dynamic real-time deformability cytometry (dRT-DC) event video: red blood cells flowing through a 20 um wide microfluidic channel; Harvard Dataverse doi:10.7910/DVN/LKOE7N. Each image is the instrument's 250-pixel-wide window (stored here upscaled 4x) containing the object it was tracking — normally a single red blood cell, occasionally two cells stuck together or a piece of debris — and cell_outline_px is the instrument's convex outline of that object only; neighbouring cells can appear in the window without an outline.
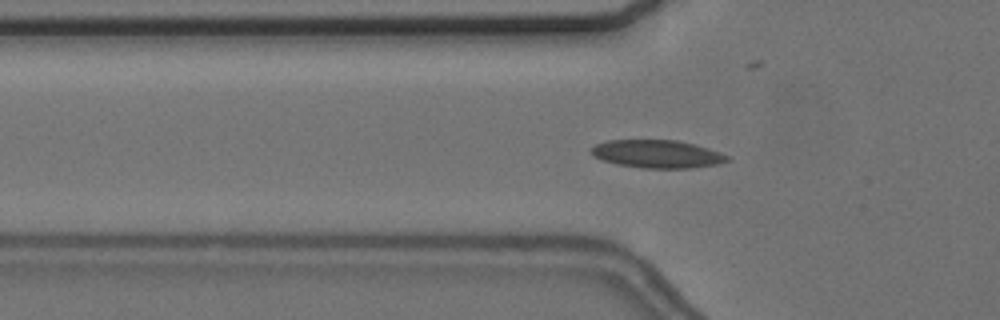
{"species": "common noctule bat (a hibernating species)", "species_latin": "Nyctalus noctula", "temperature_condition": "cold", "stored_images_in_passage": 58, "segment_of_instrument_passage": [1, 2], "camera_frame_rate_fps": 3000, "um_per_image_px": 0.085, "animal": {"sex": "female", "body_mass_g": 24.6, "forearm_length_mm": 56.2}, "frame": {"image": 1, "passage_image": 19, "time_ms": 6.0, "image_size_px": [1000, 320], "cell_outline_px": [[732, 160], [716, 164], [692, 168], [640, 168], [616, 164], [600, 160], [592, 156], [592, 148], [596, 144], [608, 140], [676, 140], [696, 144], [732, 156]], "centroid_in_image_um": [55.89, 13.09], "position_along_channel_um": 69.9, "area_um2": 22.43}}
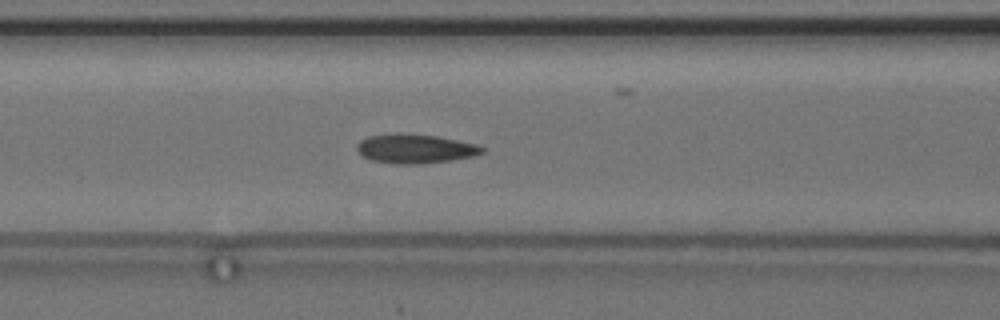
{"frame": {"image": 2, "passage_image": 24, "time_ms": 7.667, "image_size_px": [1000, 320], "cell_outline_px": [[484, 152], [472, 156], [448, 160], [420, 164], [396, 164], [372, 160], [364, 156], [356, 148], [360, 140], [368, 136], [400, 132], [436, 136], [476, 144], [484, 148]], "centroid_in_image_um": [35.26, 12.63], "position_along_channel_um": 131.3, "area_um2": 21.1}}
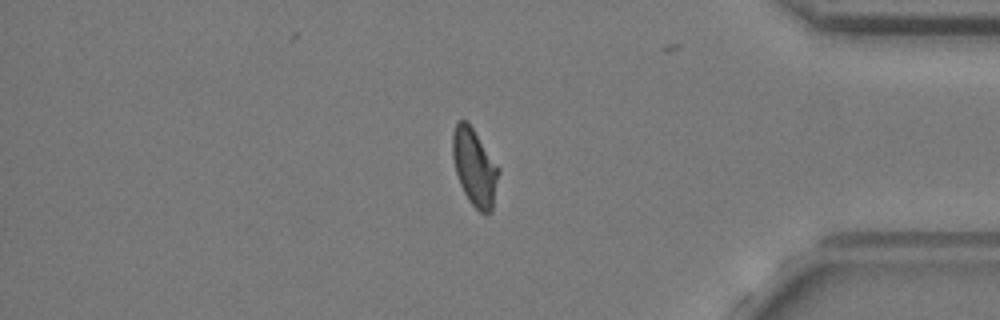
{"frame": {"image": 3, "passage_image": 48, "time_ms": 15.667, "image_size_px": [1000, 320], "cell_outline_px": [[500, 172], [492, 212], [480, 212], [468, 200], [460, 184], [456, 172], [452, 156], [452, 132], [456, 124], [460, 120], [468, 120], [500, 168]], "centroid_in_image_um": [40.35, 14.19], "position_along_channel_um": 394.9, "area_um2": 20.87}}